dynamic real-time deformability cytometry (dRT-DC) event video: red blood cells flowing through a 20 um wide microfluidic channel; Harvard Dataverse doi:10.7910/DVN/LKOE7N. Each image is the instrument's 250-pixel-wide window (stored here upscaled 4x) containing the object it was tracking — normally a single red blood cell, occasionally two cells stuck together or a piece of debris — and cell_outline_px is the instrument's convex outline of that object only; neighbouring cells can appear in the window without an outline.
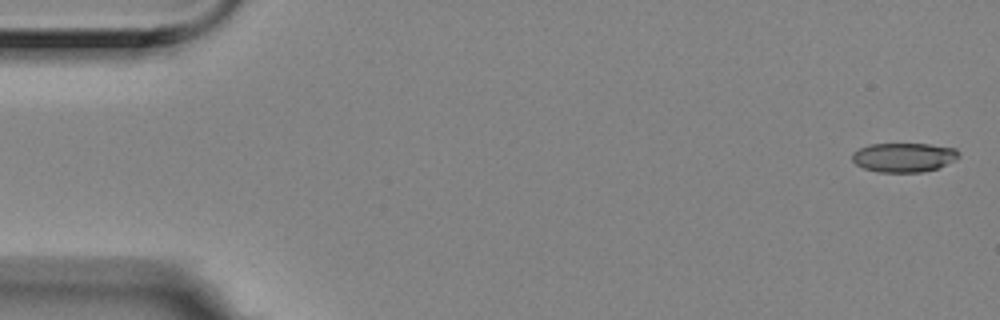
{"species": "Egyptian fruit bat (a non-hibernating species)", "species_latin": "Rousettus aegyptiacus", "temperature_condition": "room temperature", "stored_images_in_passage": 5, "camera_frame_rate_fps": 3000, "um_per_image_px": 0.085, "animal": {"sex": "female"}, "frame": {"image": 1, "passage_image": 1, "time_ms": 0.0, "image_size_px": [1000, 320], "cell_outline_px": [[960, 156], [956, 160], [936, 168], [920, 172], [876, 172], [864, 168], [856, 164], [852, 160], [852, 152], [868, 144], [928, 144], [956, 148], [960, 152]], "centroid_in_image_um": [76.82, 13.37], "position_along_channel_um": 8.2, "area_um2": 18.21}}
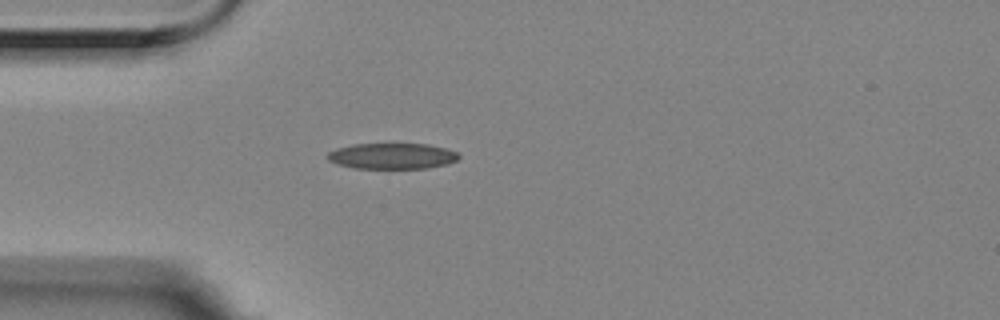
{"frame": {"image": 2, "passage_image": 5, "time_ms": 1.333, "image_size_px": [1000, 320], "cell_outline_px": [[460, 156], [456, 160], [444, 164], [428, 168], [356, 168], [340, 164], [328, 160], [324, 156], [328, 152], [336, 148], [352, 144], [428, 144], [444, 148], [456, 152]], "centroid_in_image_um": [33.28, 13.25], "position_along_channel_um": 51.7, "area_um2": 19.59}}